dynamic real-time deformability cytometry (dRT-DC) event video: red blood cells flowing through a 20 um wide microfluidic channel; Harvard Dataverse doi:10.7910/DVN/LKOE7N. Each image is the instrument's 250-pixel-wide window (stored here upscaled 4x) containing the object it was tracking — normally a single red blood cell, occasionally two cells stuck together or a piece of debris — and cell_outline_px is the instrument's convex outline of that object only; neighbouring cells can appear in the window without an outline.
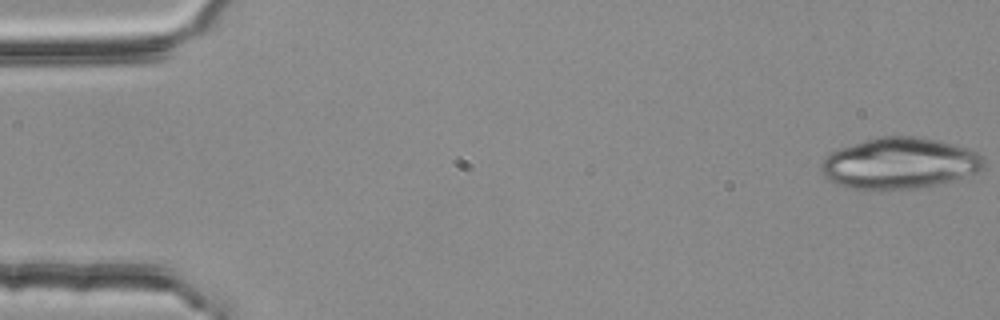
{"species": "common noctule bat (a hibernating species)", "species_latin": "Nyctalus noctula", "temperature_condition": "room temperature", "stored_images_in_passage": 53, "camera_frame_rate_fps": 3000, "um_per_image_px": 0.085, "animal": {"sex": "female", "body_mass_g": 25.1}, "frame": {"image": 1, "passage_image": 1, "time_ms": 0.0, "image_size_px": [1000, 320], "cell_outline_px": [[984, 168], [972, 180], [916, 188], [848, 188], [828, 180], [820, 172], [820, 160], [824, 156], [840, 148], [880, 136], [908, 136], [936, 140], [968, 148], [984, 156]], "centroid_in_image_um": [76.56, 13.9], "position_along_channel_um": 8.4, "area_um2": 49.19}}
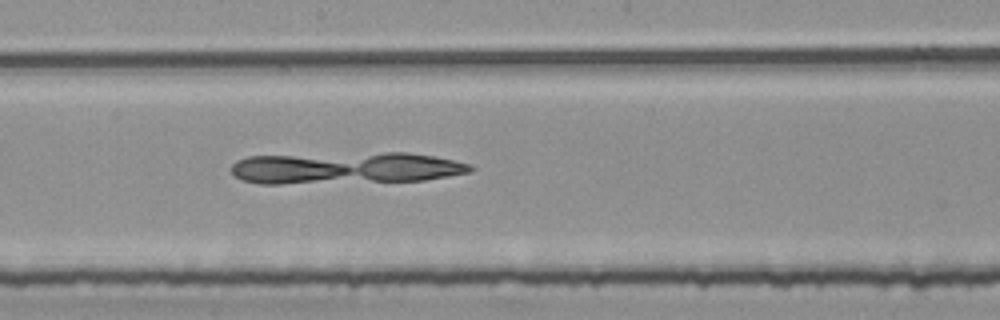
{"frame": {"image": 2, "passage_image": 29, "time_ms": 9.333, "image_size_px": [1000, 320], "cell_outline_px": [[476, 168], [472, 172], [424, 180], [280, 184], [260, 184], [240, 180], [232, 172], [232, 164], [236, 160], [248, 156], [384, 152], [408, 152], [432, 156], [472, 164]], "centroid_in_image_um": [29.37, 14.28], "position_along_channel_um": 218.8, "area_um2": 44.56}}
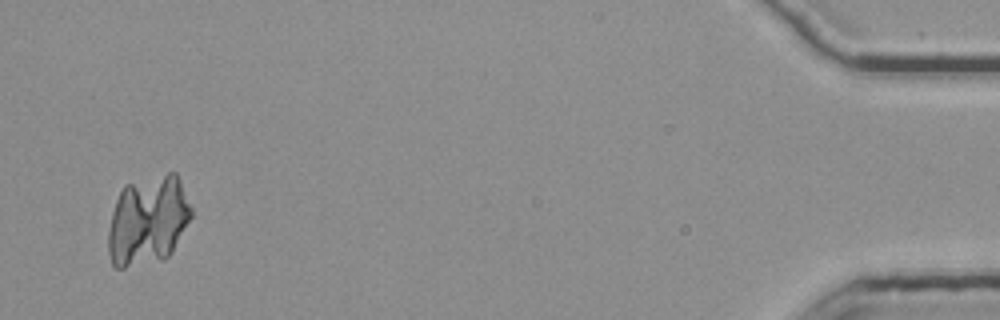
{"frame": {"image": 3, "passage_image": 52, "time_ms": 17.0, "image_size_px": [1000, 320], "cell_outline_px": [[192, 216], [168, 256], [164, 260], [124, 268], [116, 268], [112, 264], [108, 252], [108, 232], [112, 212], [116, 200], [124, 184], [168, 172], [176, 172], [180, 180], [192, 208]], "centroid_in_image_um": [12.56, 18.73], "position_along_channel_um": 422.6, "area_um2": 43.41}}